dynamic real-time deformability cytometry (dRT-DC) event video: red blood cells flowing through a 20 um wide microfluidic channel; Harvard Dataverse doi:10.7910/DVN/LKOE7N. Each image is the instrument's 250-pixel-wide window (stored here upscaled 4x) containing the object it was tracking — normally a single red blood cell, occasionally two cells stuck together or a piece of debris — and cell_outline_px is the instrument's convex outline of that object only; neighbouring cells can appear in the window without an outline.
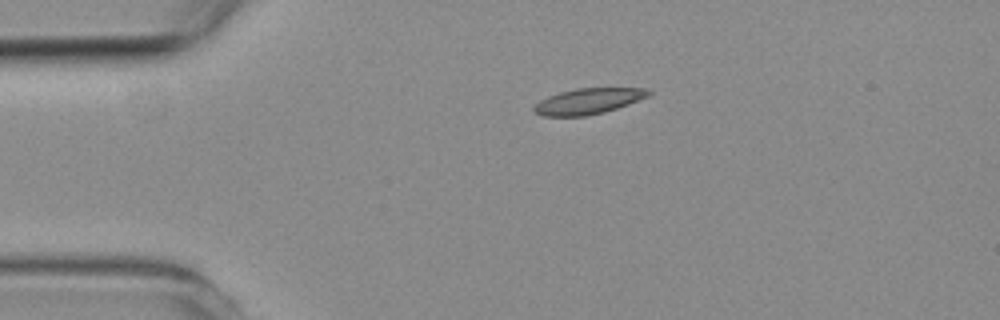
{"species": "common noctule bat (a hibernating species)", "species_latin": "Nyctalus noctula", "temperature_condition": "room temperature", "stored_images_in_passage": 2, "camera_frame_rate_fps": 3000, "um_per_image_px": 0.085, "animal": {"sex": "female", "body_mass_g": 19.3, "forearm_length_mm": 54.1}, "frame": {"image": 1, "passage_image": 1, "time_ms": 0.0, "image_size_px": [1000, 320], "cell_outline_px": [[652, 92], [648, 96], [628, 104], [604, 112], [584, 116], [540, 116], [532, 112], [532, 108], [540, 100], [548, 96], [560, 92], [576, 88], [644, 88]], "centroid_in_image_um": [49.94, 8.6], "position_along_channel_um": 35.1, "area_um2": 17.17}}